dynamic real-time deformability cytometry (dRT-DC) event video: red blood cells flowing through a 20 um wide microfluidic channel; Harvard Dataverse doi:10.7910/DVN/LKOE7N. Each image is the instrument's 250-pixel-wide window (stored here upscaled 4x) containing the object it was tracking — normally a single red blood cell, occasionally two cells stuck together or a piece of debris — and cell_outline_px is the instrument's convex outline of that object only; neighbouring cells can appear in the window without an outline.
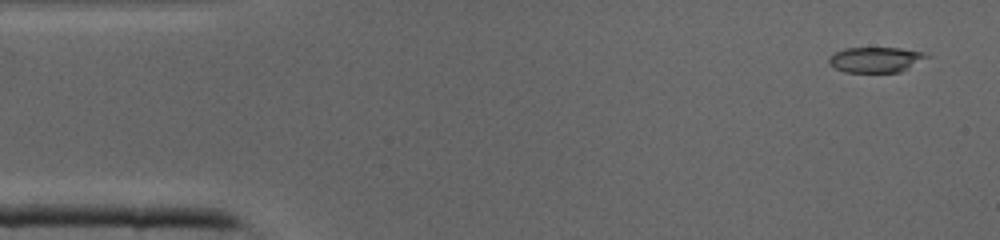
{"species": "common noctule bat (a hibernating species)", "species_latin": "Nyctalus noctula", "temperature_condition": "cold", "stored_images_in_passage": 41, "camera_frame_rate_fps": 3000, "um_per_image_px": 0.085, "animal": {"sex": "male", "body_mass_g": 19.0, "forearm_length_mm": 50.8}, "frame": {"image": 1, "passage_image": 2, "time_ms": 0.333, "image_size_px": [1000, 240], "cell_outline_px": [[932, 56], [900, 72], [844, 72], [836, 68], [828, 60], [836, 52], [844, 48], [900, 48], [924, 52]], "centroid_in_image_um": [74.5, 5.07], "position_along_channel_um": 10.5, "area_um2": 14.33}}
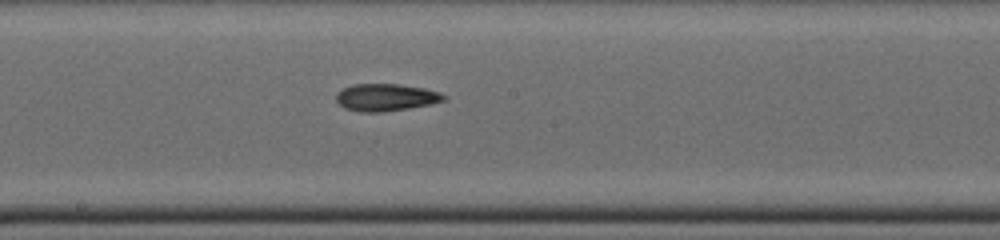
{"frame": {"image": 2, "passage_image": 21, "time_ms": 6.667, "image_size_px": [1000, 240], "cell_outline_px": [[444, 100], [428, 104], [408, 108], [384, 112], [360, 112], [344, 108], [336, 100], [336, 96], [344, 88], [352, 84], [396, 84], [424, 88], [440, 92], [444, 96]], "centroid_in_image_um": [32.77, 8.28], "position_along_channel_um": 215.4, "area_um2": 16.82}}
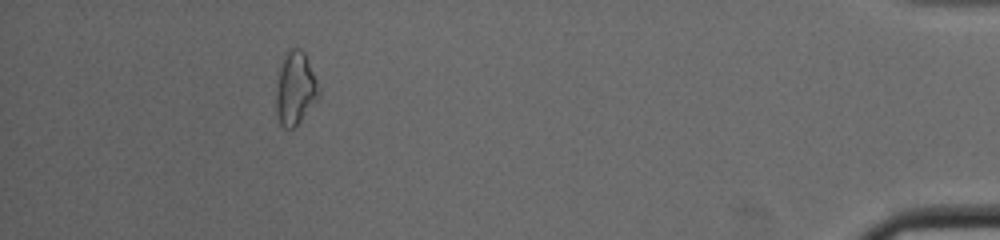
{"frame": {"image": 3, "passage_image": 37, "time_ms": 12.0, "image_size_px": [1000, 240], "cell_outline_px": [[320, 96], [300, 120], [292, 128], [284, 128], [280, 124], [276, 112], [276, 88], [280, 68], [284, 56], [292, 48], [300, 48], [304, 52], [308, 60], [320, 88]], "centroid_in_image_um": [25.11, 7.52], "position_along_channel_um": 410.1, "area_um2": 17.92}}